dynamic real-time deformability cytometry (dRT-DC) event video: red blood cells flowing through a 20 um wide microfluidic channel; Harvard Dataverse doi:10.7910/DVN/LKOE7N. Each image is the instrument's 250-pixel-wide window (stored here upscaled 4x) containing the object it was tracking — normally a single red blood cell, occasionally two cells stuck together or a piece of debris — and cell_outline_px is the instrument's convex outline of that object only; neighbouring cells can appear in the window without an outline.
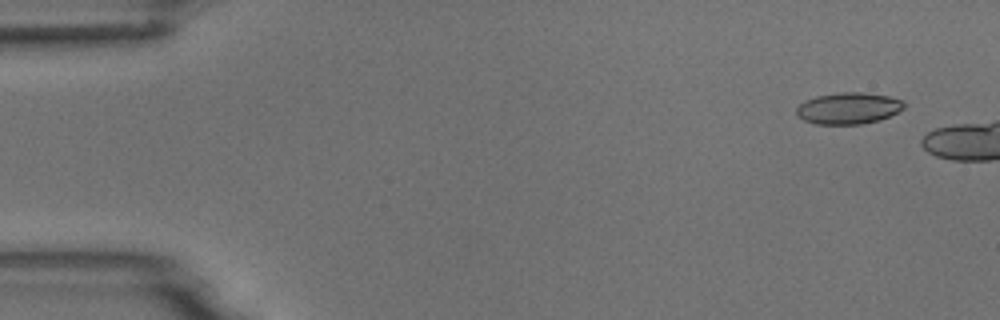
{"species": "common noctule bat (a hibernating species)", "species_latin": "Nyctalus noctula", "temperature_condition": "room temperature", "stored_images_in_passage": 3, "camera_frame_rate_fps": 3000, "um_per_image_px": 0.085, "animal": {"sex": "male", "body_mass_g": 18.8}, "frame": {"image": 1, "passage_image": 1, "time_ms": 0.0, "image_size_px": [1000, 320], "cell_outline_px": [[904, 108], [880, 120], [860, 124], [816, 124], [804, 120], [796, 116], [796, 108], [804, 100], [816, 96], [840, 92], [860, 92], [888, 96], [904, 100]], "centroid_in_image_um": [72.09, 9.2], "position_along_channel_um": 12.9, "area_um2": 19.77}}